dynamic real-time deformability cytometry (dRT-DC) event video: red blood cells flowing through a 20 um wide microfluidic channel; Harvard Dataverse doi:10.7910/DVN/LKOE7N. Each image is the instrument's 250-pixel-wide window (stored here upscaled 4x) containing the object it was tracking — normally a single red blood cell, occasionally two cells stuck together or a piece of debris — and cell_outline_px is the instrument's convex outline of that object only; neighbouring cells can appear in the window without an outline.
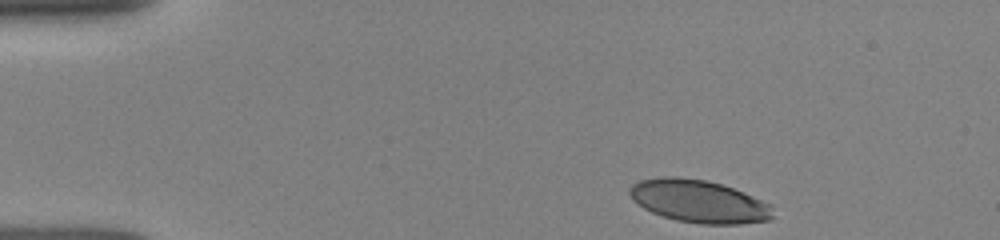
{"species": "human", "species_latin": "Homo sapiens", "temperature_condition": "room temperature", "stored_images_in_passage": 34, "camera_frame_rate_fps": 3000, "um_per_image_px": 0.085, "donor": {"sex": "female"}, "frame": {"image": 1, "passage_image": 1, "time_ms": 0.0, "image_size_px": [1000, 240], "cell_outline_px": [[772, 220], [740, 224], [700, 224], [676, 220], [652, 212], [644, 208], [632, 200], [628, 192], [628, 188], [632, 184], [640, 180], [660, 176], [676, 176], [704, 180], [720, 184], [744, 192], [772, 204]], "centroid_in_image_um": [59.39, 17.11], "position_along_channel_um": 25.6, "area_um2": 35.84}}
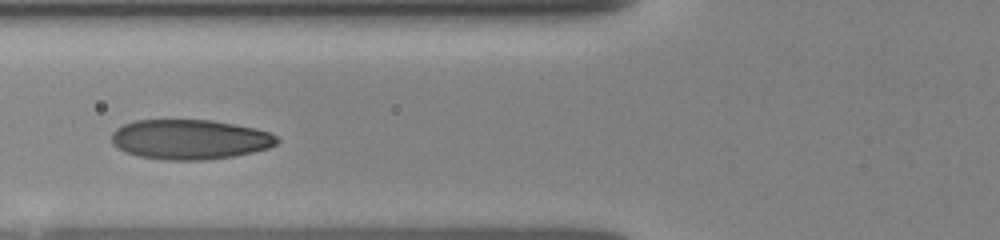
{"frame": {"image": 2, "passage_image": 18, "time_ms": 4.0, "image_size_px": [1000, 240], "cell_outline_px": [[280, 140], [276, 144], [268, 148], [252, 152], [232, 156], [204, 160], [164, 160], [140, 156], [124, 152], [116, 148], [112, 144], [112, 132], [116, 128], [124, 124], [136, 120], [212, 120], [256, 128], [268, 132], [276, 136]], "centroid_in_image_um": [16.11, 11.85], "position_along_channel_um": 109.7, "area_um2": 38.49}}
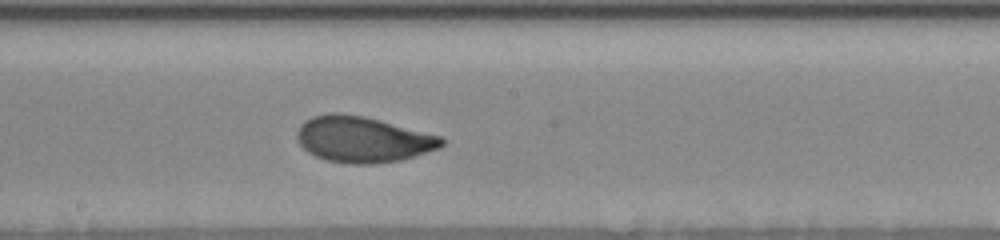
{"frame": {"image": 3, "passage_image": 33, "time_ms": 6.667, "image_size_px": [1000, 240], "cell_outline_px": [[444, 144], [440, 148], [400, 160], [372, 164], [348, 164], [328, 160], [316, 156], [308, 152], [300, 144], [296, 136], [296, 132], [300, 124], [312, 116], [332, 112], [336, 112], [364, 116], [440, 136], [444, 140]], "centroid_in_image_um": [30.81, 11.84], "position_along_channel_um": 217.4, "area_um2": 38.49}}